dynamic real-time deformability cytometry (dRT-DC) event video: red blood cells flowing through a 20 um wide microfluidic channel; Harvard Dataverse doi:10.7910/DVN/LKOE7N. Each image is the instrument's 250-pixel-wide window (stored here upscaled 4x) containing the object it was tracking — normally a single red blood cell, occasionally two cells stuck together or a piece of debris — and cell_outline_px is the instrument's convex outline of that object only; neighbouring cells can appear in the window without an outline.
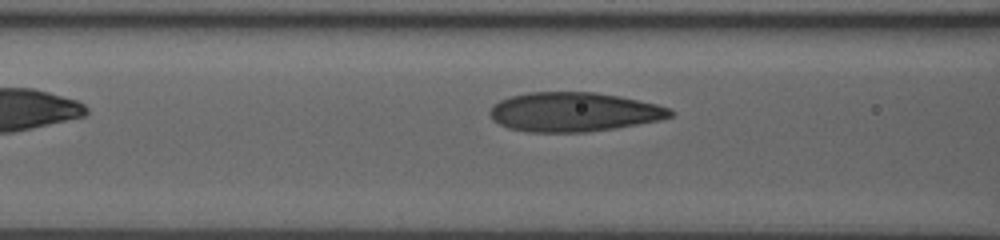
{"species": "human", "species_latin": "Homo sapiens", "temperature_condition": "room temperature", "stored_images_in_passage": 8, "segment_of_instrument_passage": [2, 2], "camera_frame_rate_fps": 3000, "um_per_image_px": 0.085, "donor": {"sex": "male"}, "frame": {"image": 1, "passage_image": 8, "time_ms": 3.667, "image_size_px": [1000, 240], "cell_outline_px": [[676, 112], [672, 116], [660, 120], [588, 132], [528, 132], [508, 128], [492, 120], [488, 112], [492, 104], [508, 96], [528, 92], [596, 92], [620, 96], [656, 104], [668, 108]], "centroid_in_image_um": [48.72, 9.51], "position_along_channel_um": 117.9, "area_um2": 41.44}}